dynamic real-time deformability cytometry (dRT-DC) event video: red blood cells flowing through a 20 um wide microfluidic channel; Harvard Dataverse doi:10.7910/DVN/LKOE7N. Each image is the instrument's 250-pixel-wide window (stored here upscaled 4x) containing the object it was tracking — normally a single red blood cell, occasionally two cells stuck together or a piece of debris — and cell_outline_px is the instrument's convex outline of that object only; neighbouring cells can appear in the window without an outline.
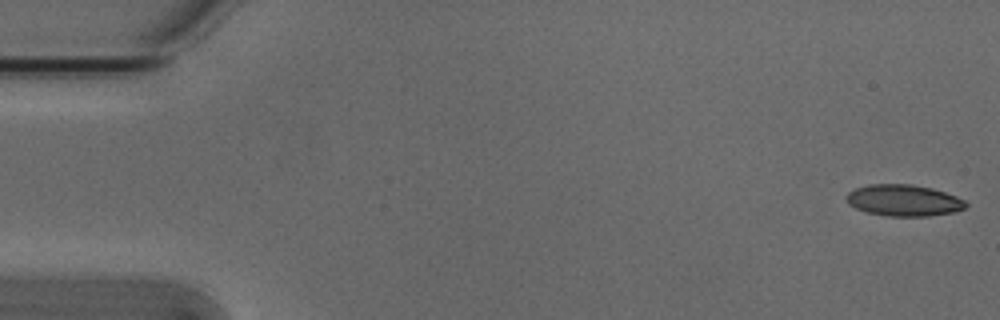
{"species": "Egyptian fruit bat (a non-hibernating species)", "species_latin": "Rousettus aegyptiacus", "temperature_condition": "cold", "stored_images_in_passage": 53, "camera_frame_rate_fps": 3000, "um_per_image_px": 0.085, "animal": {"sex": "male"}, "frame": {"image": 1, "passage_image": 1, "time_ms": 0.0, "image_size_px": [1000, 320], "cell_outline_px": [[968, 204], [964, 208], [952, 212], [928, 216], [888, 216], [868, 212], [856, 208], [848, 204], [844, 196], [848, 192], [856, 188], [868, 184], [912, 184], [932, 188], [956, 196], [964, 200]], "centroid_in_image_um": [76.78, 17.02], "position_along_channel_um": 8.2, "area_um2": 21.85}}
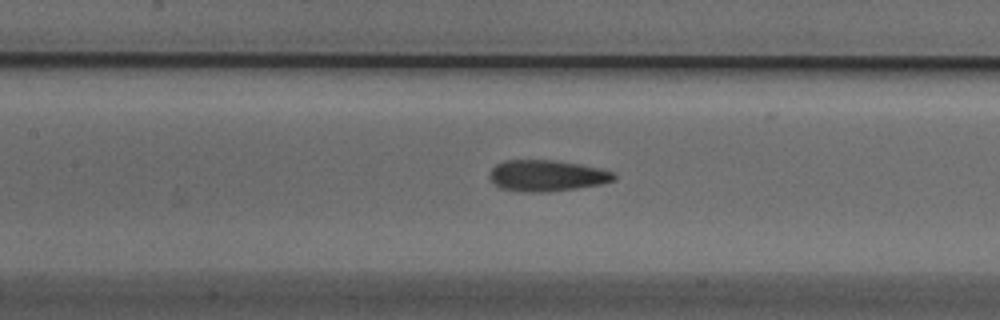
{"frame": {"image": 2, "passage_image": 24, "time_ms": 7.667, "image_size_px": [1000, 320], "cell_outline_px": [[616, 180], [600, 184], [576, 188], [544, 192], [520, 192], [500, 188], [488, 176], [492, 168], [496, 164], [504, 160], [556, 160], [580, 164], [600, 168], [616, 172]], "centroid_in_image_um": [46.49, 14.92], "position_along_channel_um": 160.9, "area_um2": 22.77}}
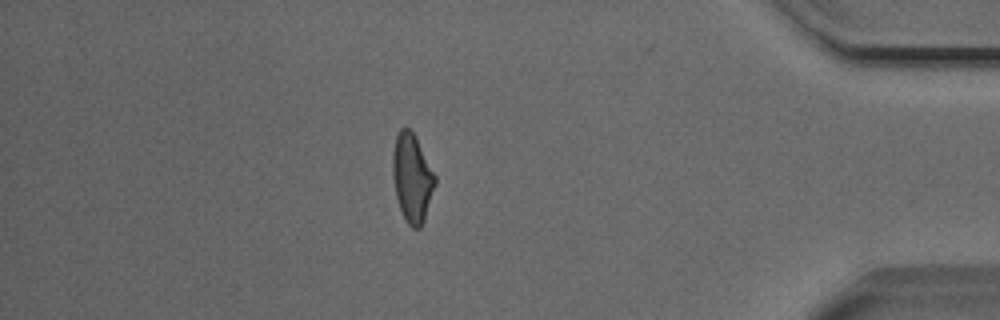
{"frame": {"image": 3, "passage_image": 46, "time_ms": 15.0, "image_size_px": [1000, 320], "cell_outline_px": [[436, 184], [424, 220], [420, 228], [412, 228], [408, 224], [400, 208], [396, 196], [392, 176], [392, 152], [396, 136], [400, 128], [408, 128], [416, 136], [436, 176]], "centroid_in_image_um": [35.02, 15.1], "position_along_channel_um": 400.2, "area_um2": 21.85}, "authors_computed_cell_mechanics": {"area_um2": 22.1374, "velocity_mm_per_s": 3.8293, "shape_relaxation_time_tau1_ms": 5.7287, "shape_relaxation_time_tau2_ms": 1.6851, "deformation_change_tau1": 0.1699, "deformation_change_tau2": 0.0812}}